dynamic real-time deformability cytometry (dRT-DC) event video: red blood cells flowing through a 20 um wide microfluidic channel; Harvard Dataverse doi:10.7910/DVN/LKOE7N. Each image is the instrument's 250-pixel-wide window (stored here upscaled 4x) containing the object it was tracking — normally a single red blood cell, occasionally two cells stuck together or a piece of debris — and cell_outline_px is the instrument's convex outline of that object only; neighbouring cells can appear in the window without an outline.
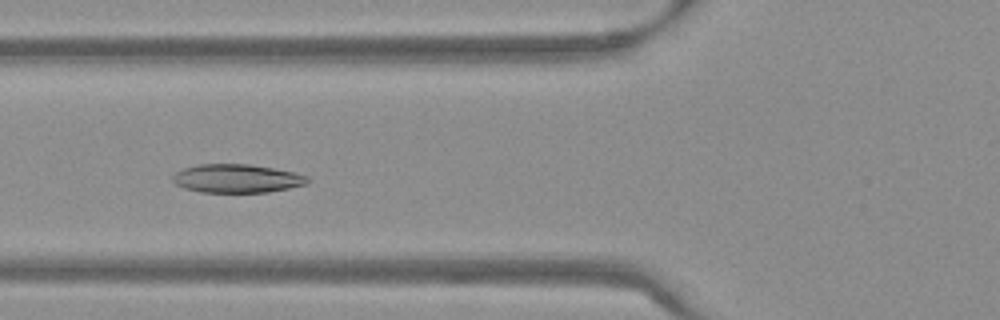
{"species": "Egyptian fruit bat (a non-hibernating species)", "species_latin": "Rousettus aegyptiacus", "temperature_condition": "warm", "stored_images_in_passage": 46, "camera_frame_rate_fps": 3000, "um_per_image_px": 0.085, "frame": {"image": 1, "passage_image": 20, "time_ms": 6.333, "image_size_px": [1000, 320], "cell_outline_px": [[312, 180], [308, 184], [268, 192], [200, 192], [184, 188], [176, 184], [172, 180], [172, 176], [176, 172], [184, 168], [196, 164], [248, 164], [272, 168], [292, 172], [308, 176]], "centroid_in_image_um": [20.13, 15.17], "position_along_channel_um": 105.7, "area_um2": 22.43}}
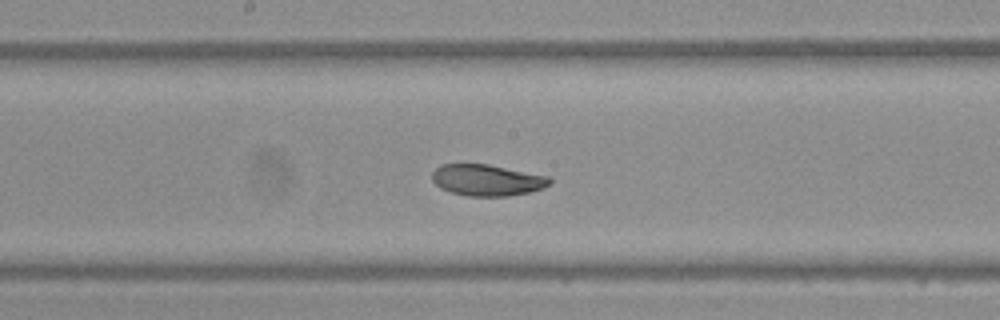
{"frame": {"image": 2, "passage_image": 28, "time_ms": 9.0, "image_size_px": [1000, 320], "cell_outline_px": [[552, 184], [544, 188], [528, 192], [508, 196], [468, 196], [452, 192], [440, 188], [432, 180], [432, 172], [440, 164], [488, 164], [548, 176], [552, 180]], "centroid_in_image_um": [41.41, 15.31], "position_along_channel_um": 206.8, "area_um2": 21.5}}
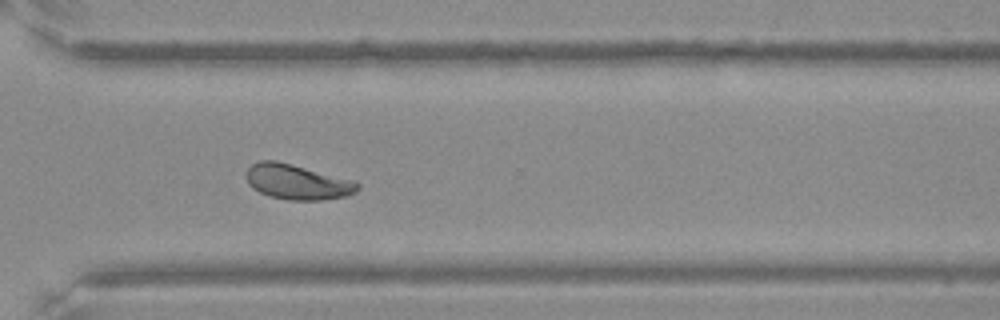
{"frame": {"image": 3, "passage_image": 39, "time_ms": 12.667, "image_size_px": [1000, 320], "cell_outline_px": [[360, 188], [356, 192], [348, 196], [320, 200], [288, 200], [268, 196], [252, 188], [248, 184], [248, 168], [252, 164], [260, 160], [276, 160], [356, 180], [360, 184]], "centroid_in_image_um": [25.32, 15.47], "position_along_channel_um": 345.3, "area_um2": 23.0}, "authors_computed_cell_mechanics": {"area_um2": 22.5709, "velocity_mm_per_s": 3.7802, "shape_relaxation_time_tau1_ms": 6.9977, "shape_relaxation_time_tau2_ms": 2.7238, "deformation_change_tau1": 0.1844, "deformation_change_tau2": 0.0702}}